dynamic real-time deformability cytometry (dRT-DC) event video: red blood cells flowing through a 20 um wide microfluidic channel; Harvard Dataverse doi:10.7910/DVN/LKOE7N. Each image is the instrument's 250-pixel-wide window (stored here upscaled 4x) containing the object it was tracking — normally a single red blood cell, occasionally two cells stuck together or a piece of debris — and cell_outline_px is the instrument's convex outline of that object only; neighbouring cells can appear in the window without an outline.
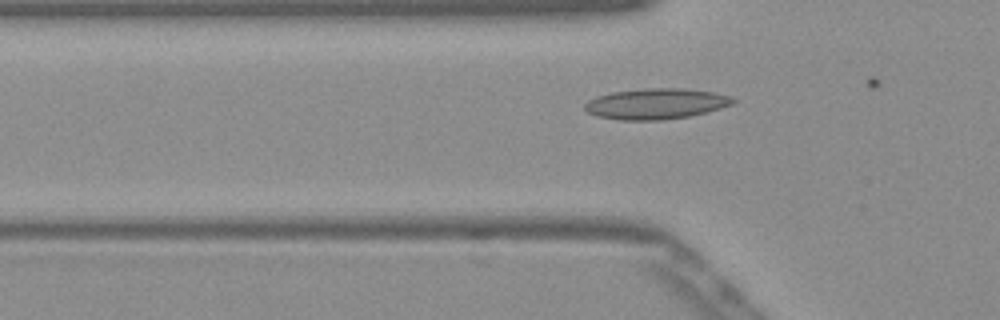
{"species": "Egyptian fruit bat (a non-hibernating species)", "species_latin": "Rousettus aegyptiacus", "temperature_condition": "warm", "stored_images_in_passage": 8, "camera_frame_rate_fps": 3000, "um_per_image_px": 0.085, "frame": {"image": 1, "passage_image": 6, "time_ms": 1.667, "image_size_px": [1000, 320], "cell_outline_px": [[736, 100], [732, 104], [720, 108], [688, 116], [660, 120], [620, 120], [596, 116], [588, 112], [584, 108], [584, 104], [588, 100], [596, 96], [612, 92], [648, 88], [684, 88], [712, 92], [732, 96]], "centroid_in_image_um": [55.73, 8.81], "position_along_channel_um": 70.1, "area_um2": 26.41}}